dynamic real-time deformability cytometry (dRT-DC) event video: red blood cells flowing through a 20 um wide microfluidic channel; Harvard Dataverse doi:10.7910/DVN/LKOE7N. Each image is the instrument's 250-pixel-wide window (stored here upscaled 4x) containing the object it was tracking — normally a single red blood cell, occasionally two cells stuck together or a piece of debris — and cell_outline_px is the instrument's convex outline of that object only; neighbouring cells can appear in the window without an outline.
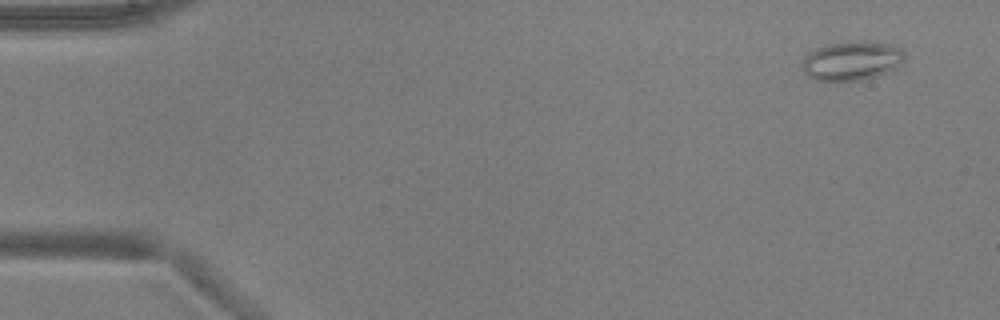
{"species": "common noctule bat (a hibernating species)", "species_latin": "Nyctalus noctula", "temperature_condition": "warm", "stored_images_in_passage": 5, "camera_frame_rate_fps": 3000, "um_per_image_px": 0.085, "animal": {"sex": "male", "body_mass_g": 17.9, "forearm_length_mm": 54.2}, "frame": {"image": 1, "passage_image": 1, "time_ms": 0.0, "image_size_px": [1000, 320], "cell_outline_px": [[908, 56], [896, 68], [876, 76], [860, 80], [816, 80], [808, 76], [804, 72], [804, 56], [816, 48], [824, 44], [852, 40], [856, 40], [892, 44], [900, 48]], "centroid_in_image_um": [72.44, 5.13], "position_along_channel_um": 12.6, "area_um2": 23.47}}